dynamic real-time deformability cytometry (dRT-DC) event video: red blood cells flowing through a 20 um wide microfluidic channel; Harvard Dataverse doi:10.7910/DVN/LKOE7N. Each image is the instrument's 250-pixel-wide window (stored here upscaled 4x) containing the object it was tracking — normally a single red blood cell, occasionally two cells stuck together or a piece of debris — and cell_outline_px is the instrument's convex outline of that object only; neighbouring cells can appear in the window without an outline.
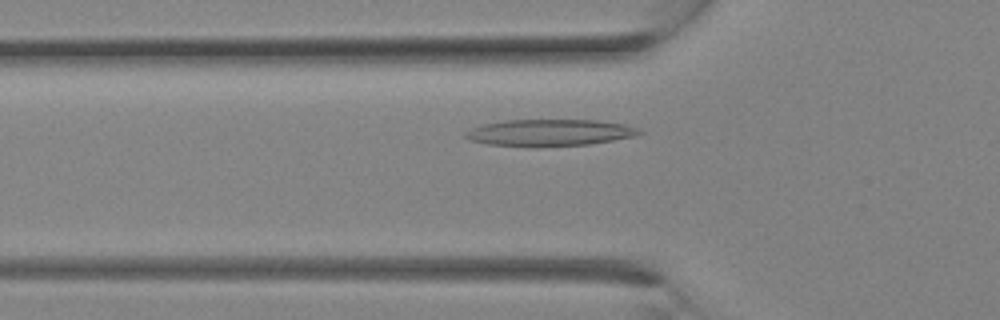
{"species": "Egyptian fruit bat (a non-hibernating species)", "species_latin": "Rousettus aegyptiacus", "temperature_condition": "room temperature", "stored_images_in_passage": 8, "camera_frame_rate_fps": 3000, "um_per_image_px": 0.085, "animal": {"sex": "female"}, "frame": {"image": 1, "passage_image": 2, "time_ms": 0.333, "image_size_px": [1000, 320], "cell_outline_px": [[644, 132], [636, 136], [588, 144], [540, 148], [488, 144], [468, 140], [464, 136], [464, 132], [472, 128], [484, 124], [504, 120], [596, 120], [624, 124], [640, 128]], "centroid_in_image_um": [46.71, 11.29], "position_along_channel_um": 79.1, "area_um2": 27.46}}
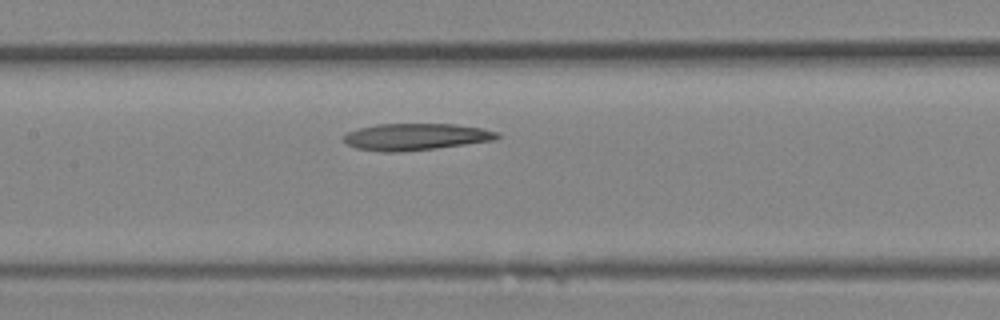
{"frame": {"image": 2, "passage_image": 6, "time_ms": 1.667, "image_size_px": [1000, 320], "cell_outline_px": [[500, 136], [496, 140], [436, 148], [400, 152], [384, 152], [356, 148], [348, 144], [344, 140], [344, 136], [348, 132], [360, 128], [376, 124], [456, 124], [484, 128], [500, 132]], "centroid_in_image_um": [35.4, 11.62], "position_along_channel_um": 172.0, "area_um2": 23.99}}
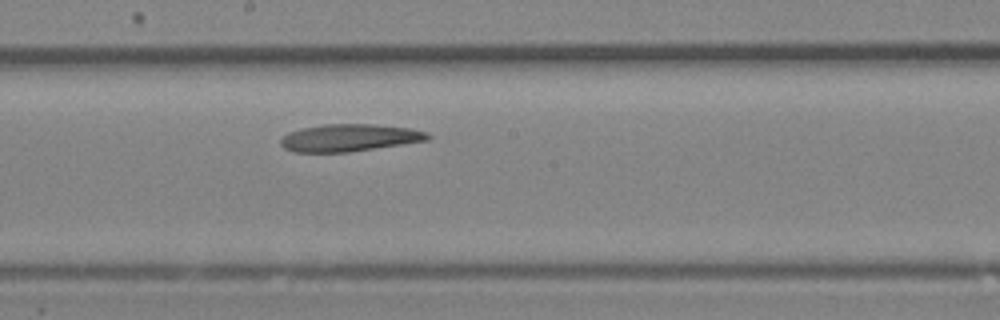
{"frame": {"image": 3, "passage_image": 8, "time_ms": 2.333, "image_size_px": [1000, 320], "cell_outline_px": [[432, 136], [428, 140], [348, 152], [292, 152], [284, 148], [280, 144], [280, 140], [288, 132], [300, 128], [324, 124], [372, 124], [408, 128], [428, 132]], "centroid_in_image_um": [29.66, 11.71], "position_along_channel_um": 218.5, "area_um2": 23.35}}